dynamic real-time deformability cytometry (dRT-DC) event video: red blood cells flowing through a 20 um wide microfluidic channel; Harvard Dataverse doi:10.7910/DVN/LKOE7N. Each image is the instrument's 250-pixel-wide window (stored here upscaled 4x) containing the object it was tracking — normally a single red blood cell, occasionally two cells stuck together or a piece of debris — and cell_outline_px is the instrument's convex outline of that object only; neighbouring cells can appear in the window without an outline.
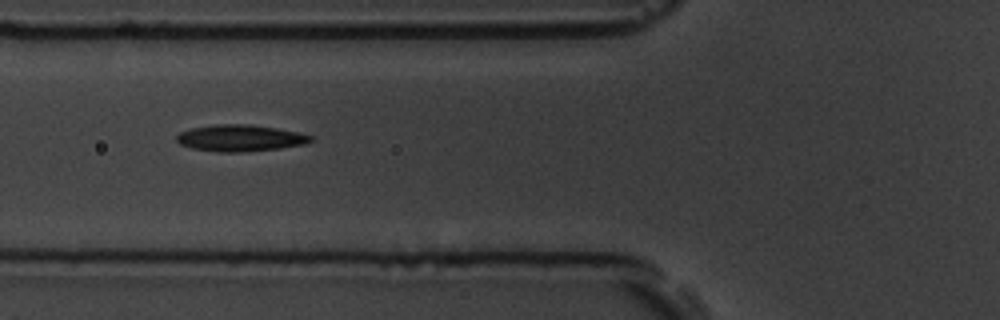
{"species": "common noctule bat (a hibernating species)", "species_latin": "Nyctalus noctula", "temperature_condition": "room temperature", "stored_images_in_passage": 11, "camera_frame_rate_fps": 3000, "um_per_image_px": 0.085, "animal": {"sex": "male", "body_mass_g": 19.5, "forearm_length_mm": 54.6}, "frame": {"image": 1, "passage_image": 2, "time_ms": 1.333, "image_size_px": [1000, 320], "cell_outline_px": [[312, 140], [304, 144], [280, 148], [240, 152], [220, 152], [192, 148], [180, 144], [176, 140], [176, 136], [180, 132], [192, 128], [216, 124], [248, 124], [276, 128], [296, 132], [312, 136]], "centroid_in_image_um": [20.38, 11.73], "position_along_channel_um": 105.4, "area_um2": 20.52}}
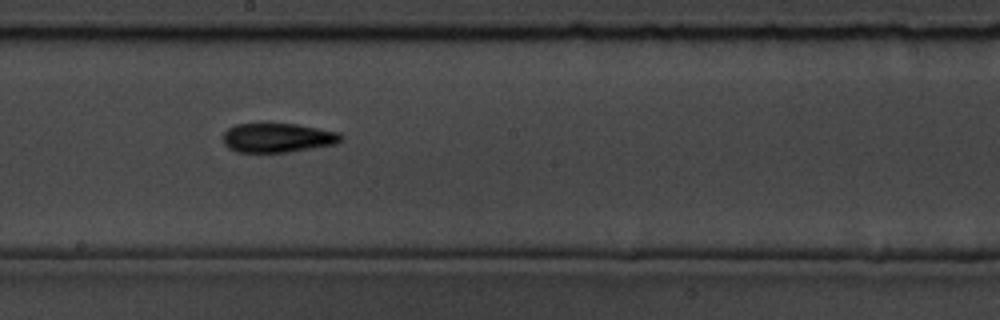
{"frame": {"image": 2, "passage_image": 5, "time_ms": 4.667, "image_size_px": [1000, 320], "cell_outline_px": [[344, 140], [336, 144], [288, 152], [236, 152], [228, 148], [224, 144], [224, 132], [228, 128], [236, 124], [296, 124], [340, 132], [344, 136]], "centroid_in_image_um": [23.64, 11.71], "position_along_channel_um": 224.6, "area_um2": 20.17}}
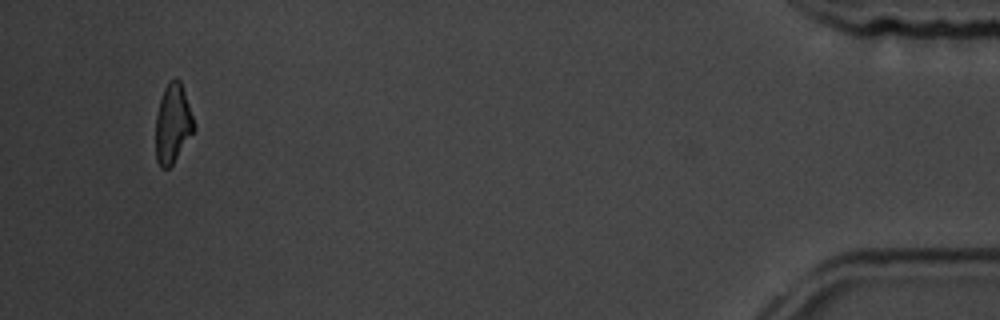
{"frame": {"image": 3, "passage_image": 11, "time_ms": 12.333, "image_size_px": [1000, 320], "cell_outline_px": [[196, 128], [172, 164], [168, 168], [160, 168], [156, 160], [156, 116], [160, 100], [164, 88], [168, 80], [176, 76], [180, 80]], "centroid_in_image_um": [14.67, 10.49], "position_along_channel_um": 420.5, "area_um2": 17.51}, "authors_computed_cell_mechanics": {"area_um2": 19.5942, "velocity_mm_per_s": 3.579, "shape_relaxation_time_tau1_ms": 9.4669, "shape_relaxation_time_tau2_ms": 3.5607, "deformation_change_tau1": 0.1756, "deformation_change_tau2": 0.1153}}